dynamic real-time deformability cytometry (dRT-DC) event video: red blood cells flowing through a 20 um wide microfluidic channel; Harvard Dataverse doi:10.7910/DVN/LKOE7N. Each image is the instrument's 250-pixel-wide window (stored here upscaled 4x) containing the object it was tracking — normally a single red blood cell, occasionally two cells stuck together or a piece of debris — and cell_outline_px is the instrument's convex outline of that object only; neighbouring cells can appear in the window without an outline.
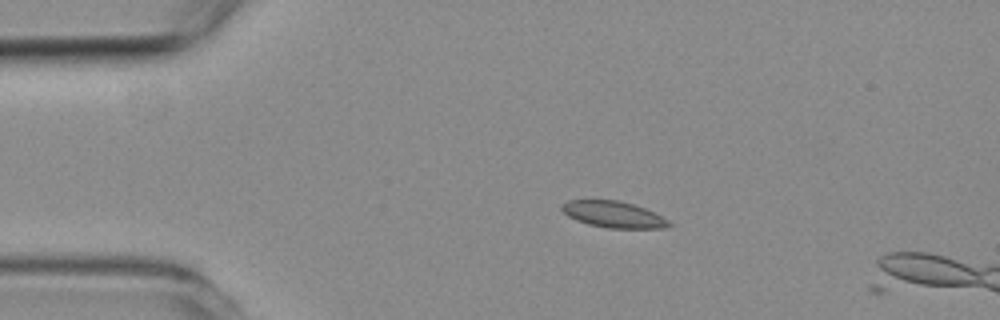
{"species": "common noctule bat (a hibernating species)", "species_latin": "Nyctalus noctula", "temperature_condition": "room temperature", "stored_images_in_passage": 4, "camera_frame_rate_fps": 3000, "um_per_image_px": 0.085, "animal": {"sex": "female", "body_mass_g": 19.3, "forearm_length_mm": 54.1}, "frame": {"image": 1, "passage_image": 2, "time_ms": 1.333, "image_size_px": [1000, 320], "cell_outline_px": [[672, 224], [668, 228], [608, 228], [588, 224], [576, 220], [568, 216], [560, 208], [560, 204], [568, 200], [616, 200], [632, 204], [644, 208], [668, 220]], "centroid_in_image_um": [52.11, 18.23], "position_along_channel_um": 32.9, "area_um2": 16.36}}